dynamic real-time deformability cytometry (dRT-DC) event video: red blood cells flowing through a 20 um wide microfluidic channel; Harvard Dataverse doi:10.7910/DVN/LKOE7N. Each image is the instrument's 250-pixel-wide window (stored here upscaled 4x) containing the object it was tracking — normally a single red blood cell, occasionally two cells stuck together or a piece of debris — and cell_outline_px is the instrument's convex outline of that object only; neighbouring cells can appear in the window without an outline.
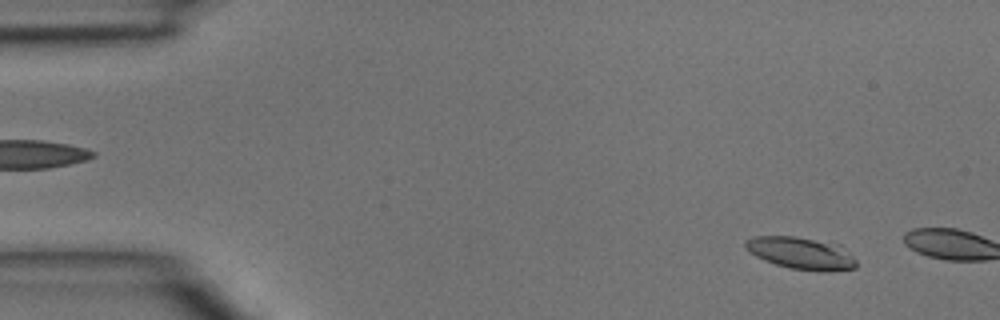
{"species": "common noctule bat (a hibernating species)", "species_latin": "Nyctalus noctula", "temperature_condition": "room temperature", "stored_images_in_passage": 2, "camera_frame_rate_fps": 3000, "um_per_image_px": 0.085, "animal": {"sex": "male", "body_mass_g": 15.6}, "frame": {"image": 1, "passage_image": 1, "time_ms": 0.0, "image_size_px": [1000, 320], "cell_outline_px": [[856, 268], [824, 272], [792, 268], [776, 264], [764, 260], [756, 256], [744, 244], [744, 240], [752, 236], [792, 236], [840, 244], [856, 260]], "centroid_in_image_um": [68.11, 21.51], "position_along_channel_um": 16.9, "area_um2": 20.58}}